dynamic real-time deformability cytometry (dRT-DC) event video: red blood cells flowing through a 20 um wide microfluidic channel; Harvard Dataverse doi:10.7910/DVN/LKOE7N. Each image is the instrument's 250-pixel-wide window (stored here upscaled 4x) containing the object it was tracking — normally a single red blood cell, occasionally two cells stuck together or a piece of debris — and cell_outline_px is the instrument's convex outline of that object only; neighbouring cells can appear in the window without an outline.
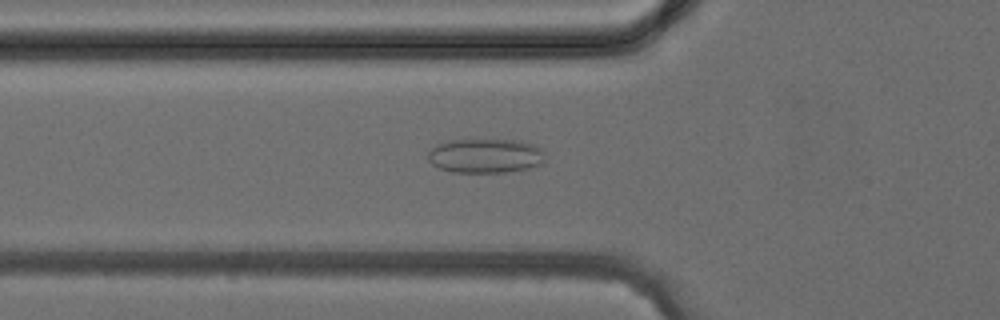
{"species": "common noctule bat (a hibernating species)", "species_latin": "Nyctalus noctula", "temperature_condition": "cold", "stored_images_in_passage": 30, "camera_frame_rate_fps": 3000, "um_per_image_px": 0.085, "animal": {"sex": "female", "body_mass_g": 24.6, "forearm_length_mm": 56.2}, "frame": {"image": 1, "passage_image": 6, "time_ms": 1.667, "image_size_px": [1000, 320], "cell_outline_px": [[544, 160], [540, 164], [528, 168], [504, 172], [452, 172], [440, 168], [432, 164], [428, 160], [428, 152], [436, 144], [448, 140], [520, 140], [544, 148]], "centroid_in_image_um": [41.26, 13.23], "position_along_channel_um": 84.5, "area_um2": 23.52}}
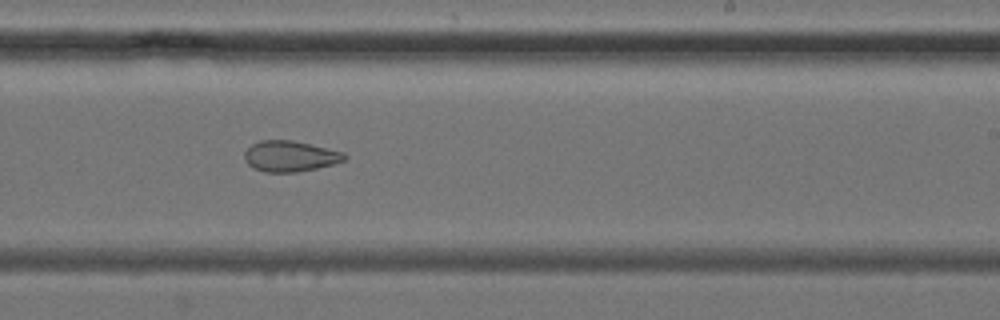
{"frame": {"image": 2, "passage_image": 17, "time_ms": 5.333, "image_size_px": [1000, 320], "cell_outline_px": [[348, 156], [344, 160], [332, 164], [316, 168], [296, 172], [264, 172], [252, 168], [244, 160], [244, 152], [252, 144], [260, 140], [292, 140], [344, 152]], "centroid_in_image_um": [24.62, 13.28], "position_along_channel_um": 264.4, "area_um2": 17.92}}
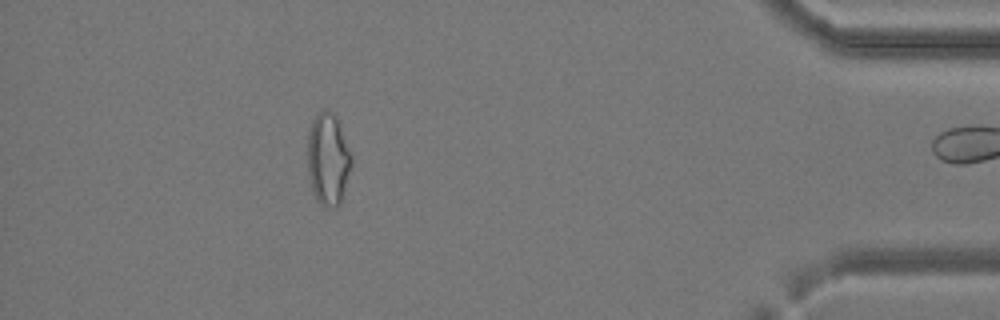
{"frame": {"image": 3, "passage_image": 29, "time_ms": 9.333, "image_size_px": [1000, 320], "cell_outline_px": [[352, 168], [340, 204], [336, 208], [320, 204], [316, 200], [312, 192], [308, 172], [308, 132], [312, 120], [324, 108], [328, 108], [336, 116], [352, 156]], "centroid_in_image_um": [27.89, 13.54], "position_along_channel_um": 407.3, "area_um2": 23.81}}